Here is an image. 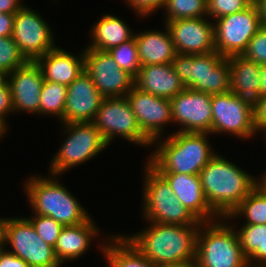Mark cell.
<instances>
[{"label": "cell", "mask_w": 266, "mask_h": 267, "mask_svg": "<svg viewBox=\"0 0 266 267\" xmlns=\"http://www.w3.org/2000/svg\"><path fill=\"white\" fill-rule=\"evenodd\" d=\"M2 244L8 252L25 261L30 267H60L54 247L36 232L28 218H3ZM7 244V245H6Z\"/></svg>", "instance_id": "cell-9"}, {"label": "cell", "mask_w": 266, "mask_h": 267, "mask_svg": "<svg viewBox=\"0 0 266 267\" xmlns=\"http://www.w3.org/2000/svg\"><path fill=\"white\" fill-rule=\"evenodd\" d=\"M171 64L185 88L210 95L230 91L229 61L217 51L198 55L177 53Z\"/></svg>", "instance_id": "cell-6"}, {"label": "cell", "mask_w": 266, "mask_h": 267, "mask_svg": "<svg viewBox=\"0 0 266 267\" xmlns=\"http://www.w3.org/2000/svg\"><path fill=\"white\" fill-rule=\"evenodd\" d=\"M0 267H30L25 261L10 253L3 246L0 248Z\"/></svg>", "instance_id": "cell-40"}, {"label": "cell", "mask_w": 266, "mask_h": 267, "mask_svg": "<svg viewBox=\"0 0 266 267\" xmlns=\"http://www.w3.org/2000/svg\"><path fill=\"white\" fill-rule=\"evenodd\" d=\"M211 107L212 130L210 135L226 133L249 140L258 133L254 126L253 110L238 99L233 92L212 95Z\"/></svg>", "instance_id": "cell-13"}, {"label": "cell", "mask_w": 266, "mask_h": 267, "mask_svg": "<svg viewBox=\"0 0 266 267\" xmlns=\"http://www.w3.org/2000/svg\"><path fill=\"white\" fill-rule=\"evenodd\" d=\"M211 18H184L167 21L177 53L198 55L215 51L214 23Z\"/></svg>", "instance_id": "cell-17"}, {"label": "cell", "mask_w": 266, "mask_h": 267, "mask_svg": "<svg viewBox=\"0 0 266 267\" xmlns=\"http://www.w3.org/2000/svg\"><path fill=\"white\" fill-rule=\"evenodd\" d=\"M85 71L104 98L126 97L134 77L122 70L108 51L84 49Z\"/></svg>", "instance_id": "cell-14"}, {"label": "cell", "mask_w": 266, "mask_h": 267, "mask_svg": "<svg viewBox=\"0 0 266 267\" xmlns=\"http://www.w3.org/2000/svg\"><path fill=\"white\" fill-rule=\"evenodd\" d=\"M103 98L91 77L84 71L67 86L64 117L60 123L92 122Z\"/></svg>", "instance_id": "cell-19"}, {"label": "cell", "mask_w": 266, "mask_h": 267, "mask_svg": "<svg viewBox=\"0 0 266 267\" xmlns=\"http://www.w3.org/2000/svg\"><path fill=\"white\" fill-rule=\"evenodd\" d=\"M143 218L149 222L179 225H200L174 195L168 182L148 163L144 166Z\"/></svg>", "instance_id": "cell-7"}, {"label": "cell", "mask_w": 266, "mask_h": 267, "mask_svg": "<svg viewBox=\"0 0 266 267\" xmlns=\"http://www.w3.org/2000/svg\"><path fill=\"white\" fill-rule=\"evenodd\" d=\"M160 267H197L196 261H188L178 264H169V265H163Z\"/></svg>", "instance_id": "cell-47"}, {"label": "cell", "mask_w": 266, "mask_h": 267, "mask_svg": "<svg viewBox=\"0 0 266 267\" xmlns=\"http://www.w3.org/2000/svg\"><path fill=\"white\" fill-rule=\"evenodd\" d=\"M108 240L109 243L105 241L100 244V249L109 267H157L124 236L115 234L109 236Z\"/></svg>", "instance_id": "cell-27"}, {"label": "cell", "mask_w": 266, "mask_h": 267, "mask_svg": "<svg viewBox=\"0 0 266 267\" xmlns=\"http://www.w3.org/2000/svg\"><path fill=\"white\" fill-rule=\"evenodd\" d=\"M90 33L92 43L84 49L100 51H108L134 36L131 27L122 18L110 14L103 15L97 23L95 22Z\"/></svg>", "instance_id": "cell-26"}, {"label": "cell", "mask_w": 266, "mask_h": 267, "mask_svg": "<svg viewBox=\"0 0 266 267\" xmlns=\"http://www.w3.org/2000/svg\"><path fill=\"white\" fill-rule=\"evenodd\" d=\"M231 69L230 91L254 110L260 102V65L242 55L227 57Z\"/></svg>", "instance_id": "cell-22"}, {"label": "cell", "mask_w": 266, "mask_h": 267, "mask_svg": "<svg viewBox=\"0 0 266 267\" xmlns=\"http://www.w3.org/2000/svg\"><path fill=\"white\" fill-rule=\"evenodd\" d=\"M44 78L36 61H27L9 75L14 112L40 115V93Z\"/></svg>", "instance_id": "cell-18"}, {"label": "cell", "mask_w": 266, "mask_h": 267, "mask_svg": "<svg viewBox=\"0 0 266 267\" xmlns=\"http://www.w3.org/2000/svg\"><path fill=\"white\" fill-rule=\"evenodd\" d=\"M224 221L225 218H219L200 224L196 243L197 267H249L236 228Z\"/></svg>", "instance_id": "cell-5"}, {"label": "cell", "mask_w": 266, "mask_h": 267, "mask_svg": "<svg viewBox=\"0 0 266 267\" xmlns=\"http://www.w3.org/2000/svg\"><path fill=\"white\" fill-rule=\"evenodd\" d=\"M254 0H207V16L214 20L250 7Z\"/></svg>", "instance_id": "cell-35"}, {"label": "cell", "mask_w": 266, "mask_h": 267, "mask_svg": "<svg viewBox=\"0 0 266 267\" xmlns=\"http://www.w3.org/2000/svg\"><path fill=\"white\" fill-rule=\"evenodd\" d=\"M22 0H0V13L16 14L25 4Z\"/></svg>", "instance_id": "cell-42"}, {"label": "cell", "mask_w": 266, "mask_h": 267, "mask_svg": "<svg viewBox=\"0 0 266 267\" xmlns=\"http://www.w3.org/2000/svg\"><path fill=\"white\" fill-rule=\"evenodd\" d=\"M67 138L54 154L49 174L59 176L97 156L109 146L92 122L61 123Z\"/></svg>", "instance_id": "cell-8"}, {"label": "cell", "mask_w": 266, "mask_h": 267, "mask_svg": "<svg viewBox=\"0 0 266 267\" xmlns=\"http://www.w3.org/2000/svg\"><path fill=\"white\" fill-rule=\"evenodd\" d=\"M260 86L259 93L261 97L266 96V64L260 65Z\"/></svg>", "instance_id": "cell-44"}, {"label": "cell", "mask_w": 266, "mask_h": 267, "mask_svg": "<svg viewBox=\"0 0 266 267\" xmlns=\"http://www.w3.org/2000/svg\"><path fill=\"white\" fill-rule=\"evenodd\" d=\"M165 22L184 18L207 17V0H165Z\"/></svg>", "instance_id": "cell-31"}, {"label": "cell", "mask_w": 266, "mask_h": 267, "mask_svg": "<svg viewBox=\"0 0 266 267\" xmlns=\"http://www.w3.org/2000/svg\"><path fill=\"white\" fill-rule=\"evenodd\" d=\"M262 132H263V134H264L263 137H265L264 139H266V129H264ZM265 143H266V142H265Z\"/></svg>", "instance_id": "cell-50"}, {"label": "cell", "mask_w": 266, "mask_h": 267, "mask_svg": "<svg viewBox=\"0 0 266 267\" xmlns=\"http://www.w3.org/2000/svg\"><path fill=\"white\" fill-rule=\"evenodd\" d=\"M210 208L220 217L227 215L256 187V178L222 155L216 154L200 171Z\"/></svg>", "instance_id": "cell-2"}, {"label": "cell", "mask_w": 266, "mask_h": 267, "mask_svg": "<svg viewBox=\"0 0 266 267\" xmlns=\"http://www.w3.org/2000/svg\"><path fill=\"white\" fill-rule=\"evenodd\" d=\"M134 86L154 96L171 99L185 89L171 63L141 65Z\"/></svg>", "instance_id": "cell-23"}, {"label": "cell", "mask_w": 266, "mask_h": 267, "mask_svg": "<svg viewBox=\"0 0 266 267\" xmlns=\"http://www.w3.org/2000/svg\"><path fill=\"white\" fill-rule=\"evenodd\" d=\"M2 234H3V217H0V248L3 246L2 244Z\"/></svg>", "instance_id": "cell-49"}, {"label": "cell", "mask_w": 266, "mask_h": 267, "mask_svg": "<svg viewBox=\"0 0 266 267\" xmlns=\"http://www.w3.org/2000/svg\"><path fill=\"white\" fill-rule=\"evenodd\" d=\"M108 52L122 70L128 72L134 78L138 75L141 62L134 36L119 46L111 48Z\"/></svg>", "instance_id": "cell-32"}, {"label": "cell", "mask_w": 266, "mask_h": 267, "mask_svg": "<svg viewBox=\"0 0 266 267\" xmlns=\"http://www.w3.org/2000/svg\"><path fill=\"white\" fill-rule=\"evenodd\" d=\"M67 86L44 80L40 93V115L56 116L60 121L64 117Z\"/></svg>", "instance_id": "cell-30"}, {"label": "cell", "mask_w": 266, "mask_h": 267, "mask_svg": "<svg viewBox=\"0 0 266 267\" xmlns=\"http://www.w3.org/2000/svg\"><path fill=\"white\" fill-rule=\"evenodd\" d=\"M242 56L259 65L266 64V27L261 26L250 39Z\"/></svg>", "instance_id": "cell-36"}, {"label": "cell", "mask_w": 266, "mask_h": 267, "mask_svg": "<svg viewBox=\"0 0 266 267\" xmlns=\"http://www.w3.org/2000/svg\"><path fill=\"white\" fill-rule=\"evenodd\" d=\"M236 230L249 267H266V224H244Z\"/></svg>", "instance_id": "cell-28"}, {"label": "cell", "mask_w": 266, "mask_h": 267, "mask_svg": "<svg viewBox=\"0 0 266 267\" xmlns=\"http://www.w3.org/2000/svg\"><path fill=\"white\" fill-rule=\"evenodd\" d=\"M215 21V51L223 57L242 55L250 39L261 27L255 3L242 11L225 15Z\"/></svg>", "instance_id": "cell-11"}, {"label": "cell", "mask_w": 266, "mask_h": 267, "mask_svg": "<svg viewBox=\"0 0 266 267\" xmlns=\"http://www.w3.org/2000/svg\"><path fill=\"white\" fill-rule=\"evenodd\" d=\"M14 112L13 99L10 89V85L0 86V119H2L7 125L6 117L9 113Z\"/></svg>", "instance_id": "cell-38"}, {"label": "cell", "mask_w": 266, "mask_h": 267, "mask_svg": "<svg viewBox=\"0 0 266 267\" xmlns=\"http://www.w3.org/2000/svg\"><path fill=\"white\" fill-rule=\"evenodd\" d=\"M253 113L255 129L262 133L266 129V96L260 98V102L253 110Z\"/></svg>", "instance_id": "cell-39"}, {"label": "cell", "mask_w": 266, "mask_h": 267, "mask_svg": "<svg viewBox=\"0 0 266 267\" xmlns=\"http://www.w3.org/2000/svg\"><path fill=\"white\" fill-rule=\"evenodd\" d=\"M10 72L0 68V86H7L9 84Z\"/></svg>", "instance_id": "cell-46"}, {"label": "cell", "mask_w": 266, "mask_h": 267, "mask_svg": "<svg viewBox=\"0 0 266 267\" xmlns=\"http://www.w3.org/2000/svg\"><path fill=\"white\" fill-rule=\"evenodd\" d=\"M160 30L134 33L141 65L171 63L177 52L167 26Z\"/></svg>", "instance_id": "cell-25"}, {"label": "cell", "mask_w": 266, "mask_h": 267, "mask_svg": "<svg viewBox=\"0 0 266 267\" xmlns=\"http://www.w3.org/2000/svg\"><path fill=\"white\" fill-rule=\"evenodd\" d=\"M265 174H263L262 176H260L259 178L257 177L256 179V187L258 189H260L262 191V193H264L266 195V172H264Z\"/></svg>", "instance_id": "cell-45"}, {"label": "cell", "mask_w": 266, "mask_h": 267, "mask_svg": "<svg viewBox=\"0 0 266 267\" xmlns=\"http://www.w3.org/2000/svg\"><path fill=\"white\" fill-rule=\"evenodd\" d=\"M92 123L108 145L116 137L144 148L153 145V142L142 132L126 97L103 98Z\"/></svg>", "instance_id": "cell-10"}, {"label": "cell", "mask_w": 266, "mask_h": 267, "mask_svg": "<svg viewBox=\"0 0 266 267\" xmlns=\"http://www.w3.org/2000/svg\"><path fill=\"white\" fill-rule=\"evenodd\" d=\"M135 234L123 235L141 254L157 267L194 261L200 225L148 222Z\"/></svg>", "instance_id": "cell-1"}, {"label": "cell", "mask_w": 266, "mask_h": 267, "mask_svg": "<svg viewBox=\"0 0 266 267\" xmlns=\"http://www.w3.org/2000/svg\"><path fill=\"white\" fill-rule=\"evenodd\" d=\"M57 179L56 175L52 174L47 177H29L24 188L32 212L52 217L63 226L85 222L90 217L89 213Z\"/></svg>", "instance_id": "cell-4"}, {"label": "cell", "mask_w": 266, "mask_h": 267, "mask_svg": "<svg viewBox=\"0 0 266 267\" xmlns=\"http://www.w3.org/2000/svg\"><path fill=\"white\" fill-rule=\"evenodd\" d=\"M209 134L175 131L164 141L163 138L156 139L153 142L156 149L147 162L158 173L199 175L217 154L208 141Z\"/></svg>", "instance_id": "cell-3"}, {"label": "cell", "mask_w": 266, "mask_h": 267, "mask_svg": "<svg viewBox=\"0 0 266 267\" xmlns=\"http://www.w3.org/2000/svg\"><path fill=\"white\" fill-rule=\"evenodd\" d=\"M75 56L59 46L53 48L36 60L43 78L47 81L69 86L85 71L84 50Z\"/></svg>", "instance_id": "cell-21"}, {"label": "cell", "mask_w": 266, "mask_h": 267, "mask_svg": "<svg viewBox=\"0 0 266 267\" xmlns=\"http://www.w3.org/2000/svg\"><path fill=\"white\" fill-rule=\"evenodd\" d=\"M254 3L259 11L261 26L266 27V0H254Z\"/></svg>", "instance_id": "cell-43"}, {"label": "cell", "mask_w": 266, "mask_h": 267, "mask_svg": "<svg viewBox=\"0 0 266 267\" xmlns=\"http://www.w3.org/2000/svg\"><path fill=\"white\" fill-rule=\"evenodd\" d=\"M139 17H147L160 8H163L165 0H125Z\"/></svg>", "instance_id": "cell-37"}, {"label": "cell", "mask_w": 266, "mask_h": 267, "mask_svg": "<svg viewBox=\"0 0 266 267\" xmlns=\"http://www.w3.org/2000/svg\"><path fill=\"white\" fill-rule=\"evenodd\" d=\"M15 14L0 13V37H11Z\"/></svg>", "instance_id": "cell-41"}, {"label": "cell", "mask_w": 266, "mask_h": 267, "mask_svg": "<svg viewBox=\"0 0 266 267\" xmlns=\"http://www.w3.org/2000/svg\"><path fill=\"white\" fill-rule=\"evenodd\" d=\"M159 174L168 182L178 201L200 222H211L220 218L206 200L199 175Z\"/></svg>", "instance_id": "cell-20"}, {"label": "cell", "mask_w": 266, "mask_h": 267, "mask_svg": "<svg viewBox=\"0 0 266 267\" xmlns=\"http://www.w3.org/2000/svg\"><path fill=\"white\" fill-rule=\"evenodd\" d=\"M12 37L27 61H36L56 47L53 32L45 18L27 5L15 14Z\"/></svg>", "instance_id": "cell-12"}, {"label": "cell", "mask_w": 266, "mask_h": 267, "mask_svg": "<svg viewBox=\"0 0 266 267\" xmlns=\"http://www.w3.org/2000/svg\"><path fill=\"white\" fill-rule=\"evenodd\" d=\"M8 128H9L8 125H6V123L2 119H0V139L1 138L3 139V137L6 135V132H7L6 130Z\"/></svg>", "instance_id": "cell-48"}, {"label": "cell", "mask_w": 266, "mask_h": 267, "mask_svg": "<svg viewBox=\"0 0 266 267\" xmlns=\"http://www.w3.org/2000/svg\"><path fill=\"white\" fill-rule=\"evenodd\" d=\"M236 216L245 218L244 224H266V195L255 187L225 219L228 223L229 219L234 220Z\"/></svg>", "instance_id": "cell-29"}, {"label": "cell", "mask_w": 266, "mask_h": 267, "mask_svg": "<svg viewBox=\"0 0 266 267\" xmlns=\"http://www.w3.org/2000/svg\"><path fill=\"white\" fill-rule=\"evenodd\" d=\"M212 95L185 88L171 98L173 124H180L178 132L211 133ZM181 128V129H180Z\"/></svg>", "instance_id": "cell-15"}, {"label": "cell", "mask_w": 266, "mask_h": 267, "mask_svg": "<svg viewBox=\"0 0 266 267\" xmlns=\"http://www.w3.org/2000/svg\"><path fill=\"white\" fill-rule=\"evenodd\" d=\"M126 98L142 132L152 142L164 136V126L173 123L170 99L143 92L135 86Z\"/></svg>", "instance_id": "cell-16"}, {"label": "cell", "mask_w": 266, "mask_h": 267, "mask_svg": "<svg viewBox=\"0 0 266 267\" xmlns=\"http://www.w3.org/2000/svg\"><path fill=\"white\" fill-rule=\"evenodd\" d=\"M97 235L99 237V229L91 216L81 224L64 226L54 246V254L60 265L86 254Z\"/></svg>", "instance_id": "cell-24"}, {"label": "cell", "mask_w": 266, "mask_h": 267, "mask_svg": "<svg viewBox=\"0 0 266 267\" xmlns=\"http://www.w3.org/2000/svg\"><path fill=\"white\" fill-rule=\"evenodd\" d=\"M27 62L13 37H0V68L13 72Z\"/></svg>", "instance_id": "cell-33"}, {"label": "cell", "mask_w": 266, "mask_h": 267, "mask_svg": "<svg viewBox=\"0 0 266 267\" xmlns=\"http://www.w3.org/2000/svg\"><path fill=\"white\" fill-rule=\"evenodd\" d=\"M27 217L34 226L37 234L49 245L54 247L63 225L55 221L52 217L33 214Z\"/></svg>", "instance_id": "cell-34"}]
</instances>
